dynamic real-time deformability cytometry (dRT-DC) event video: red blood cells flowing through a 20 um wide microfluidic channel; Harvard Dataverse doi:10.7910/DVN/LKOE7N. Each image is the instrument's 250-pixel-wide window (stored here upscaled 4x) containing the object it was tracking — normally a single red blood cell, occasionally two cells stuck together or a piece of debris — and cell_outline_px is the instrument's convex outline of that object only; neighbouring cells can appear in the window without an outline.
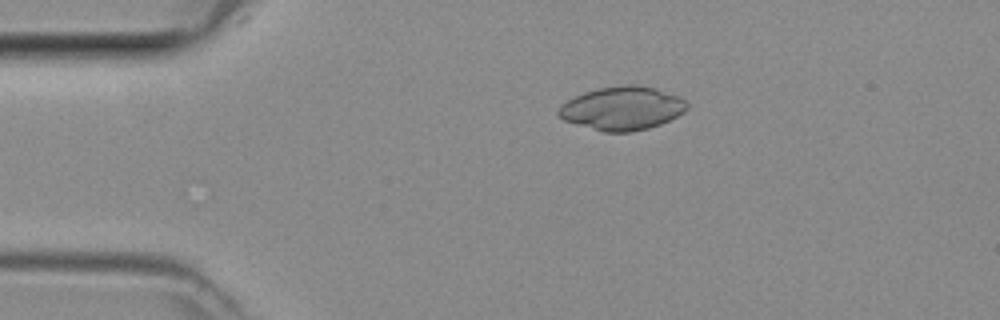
{"species": "common noctule bat (a hibernating species)", "species_latin": "Nyctalus noctula", "temperature_condition": "room temperature", "stored_images_in_passage": 38, "camera_frame_rate_fps": 3000, "um_per_image_px": 0.085, "animal": {"sex": "female", "body_mass_g": 29.2, "forearm_length_mm": 56.3}, "frame": {"image": 1, "passage_image": 1, "time_ms": 0.0, "image_size_px": [1000, 320], "cell_outline_px": [[688, 108], [684, 112], [660, 124], [648, 128], [632, 132], [604, 132], [564, 120], [556, 116], [556, 112], [560, 104], [584, 92], [600, 88], [628, 84], [636, 84], [656, 88], [680, 96], [688, 104]], "centroid_in_image_um": [52.88, 9.2], "position_along_channel_um": 32.1, "area_um2": 32.6}}
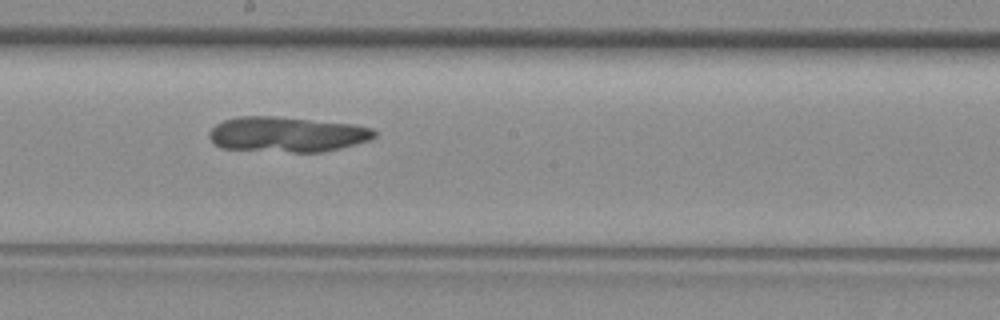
{"frame": {"image": 2, "passage_image": 17, "time_ms": 5.333, "image_size_px": [1000, 320], "cell_outline_px": [[376, 136], [368, 140], [320, 152], [292, 152], [220, 148], [208, 136], [208, 132], [216, 124], [224, 120], [240, 116], [272, 116], [352, 124], [372, 128], [376, 132]], "centroid_in_image_um": [24.34, 11.41], "position_along_channel_um": 223.9, "area_um2": 33.47}}
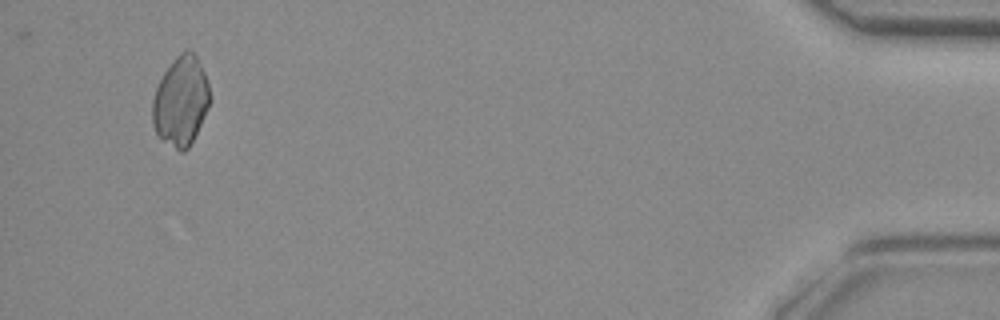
{"frame": {"image": 3, "passage_image": 36, "time_ms": 11.667, "image_size_px": [1000, 320], "cell_outline_px": [[208, 104], [204, 116], [188, 148], [184, 152], [180, 152], [164, 140], [156, 132], [152, 124], [152, 100], [156, 88], [164, 72], [176, 56], [180, 52], [188, 48], [196, 56], [204, 72], [208, 84]], "centroid_in_image_um": [15.34, 8.58], "position_along_channel_um": 419.9, "area_um2": 29.3}}